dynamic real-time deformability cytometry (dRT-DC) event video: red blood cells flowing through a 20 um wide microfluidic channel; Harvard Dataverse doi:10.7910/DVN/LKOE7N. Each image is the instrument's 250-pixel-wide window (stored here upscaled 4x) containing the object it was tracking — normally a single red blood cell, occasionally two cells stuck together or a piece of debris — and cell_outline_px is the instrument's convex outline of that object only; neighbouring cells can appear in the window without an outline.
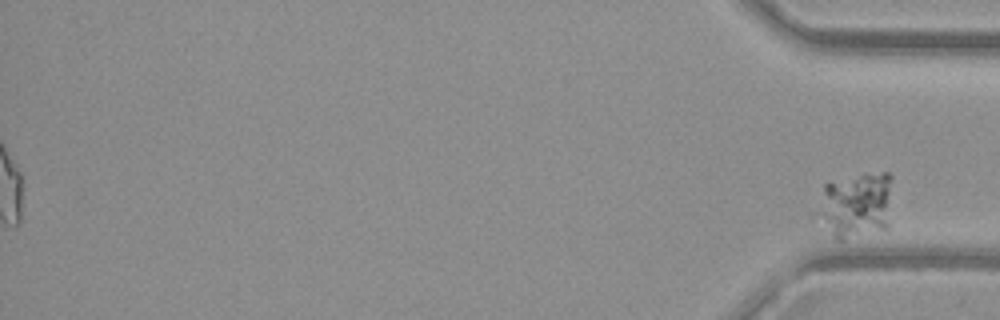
{"species": "common noctule bat (a hibernating species)", "species_latin": "Nyctalus noctula", "temperature_condition": "warm", "stored_images_in_passage": 40, "segment_of_instrument_passage": [2, 2], "camera_frame_rate_fps": 3000, "um_per_image_px": 0.085, "animal": {"sex": "female", "body_mass_g": 29.2, "forearm_length_mm": 56.3}, "frame": {"image": 1, "passage_image": 40, "time_ms": 13.0, "image_size_px": [1000, 320], "cell_outline_px": [[892, 176], [888, 232], [844, 240], [832, 240], [812, 216], [812, 212], [824, 184], [828, 180], [864, 172], [888, 172]], "centroid_in_image_um": [72.66, 17.48], "position_along_channel_um": 362.5, "area_um2": 31.62}}